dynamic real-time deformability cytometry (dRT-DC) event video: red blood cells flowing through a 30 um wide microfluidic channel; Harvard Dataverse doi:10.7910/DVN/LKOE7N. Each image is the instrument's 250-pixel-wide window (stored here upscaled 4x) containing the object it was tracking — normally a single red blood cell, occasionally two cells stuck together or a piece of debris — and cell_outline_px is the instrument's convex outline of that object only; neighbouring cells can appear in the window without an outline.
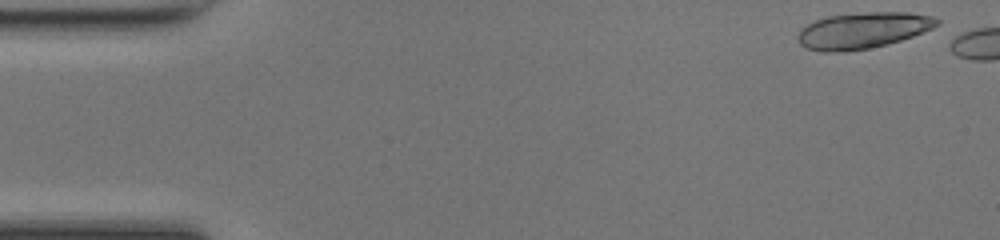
{"species": "common noctule bat (a hibernating species)", "species_latin": "Nyctalus noctula", "temperature_condition": "room temperature", "stored_images_in_passage": 4, "camera_frame_rate_fps": 3000, "um_per_image_px": 0.085, "animal": {"sex": "female", "body_mass_g": 17.0, "forearm_length_mm": 48.0}, "frame": {"image": 1, "passage_image": 1, "time_ms": 0.0, "image_size_px": [1000, 240], "cell_outline_px": [[940, 24], [932, 28], [912, 36], [888, 44], [868, 48], [844, 52], [824, 52], [808, 48], [800, 44], [796, 36], [808, 24], [816, 20], [828, 16], [868, 12], [908, 12], [932, 16], [940, 20]], "centroid_in_image_um": [73.36, 2.58], "position_along_channel_um": 11.6, "area_um2": 29.07}}